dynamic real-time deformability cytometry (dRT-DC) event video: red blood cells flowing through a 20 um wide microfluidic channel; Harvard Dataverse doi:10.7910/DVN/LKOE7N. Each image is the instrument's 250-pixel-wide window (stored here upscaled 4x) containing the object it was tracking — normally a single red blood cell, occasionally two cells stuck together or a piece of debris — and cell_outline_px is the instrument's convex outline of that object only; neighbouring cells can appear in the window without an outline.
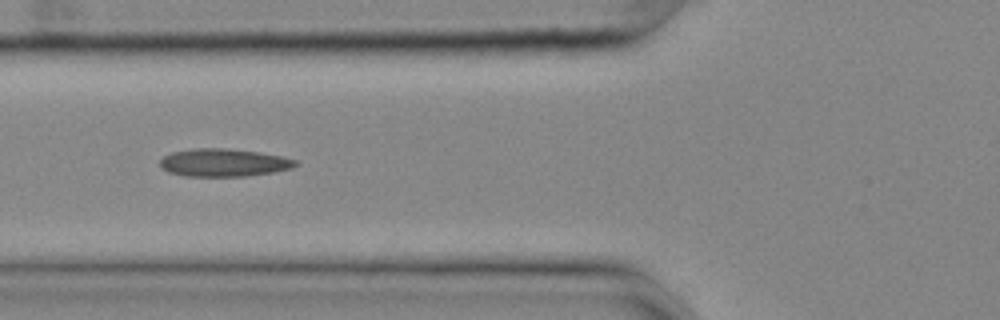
{"species": "common noctule bat (a hibernating species)", "species_latin": "Nyctalus noctula", "temperature_condition": "cold", "stored_images_in_passage": 12, "camera_frame_rate_fps": 3000, "um_per_image_px": 0.085, "animal": {"sex": "female", "body_mass_g": 25.1}, "frame": {"image": 1, "passage_image": 6, "time_ms": 1.667, "image_size_px": [1000, 320], "cell_outline_px": [[300, 164], [292, 168], [272, 172], [244, 176], [184, 176], [168, 172], [160, 168], [160, 160], [164, 156], [172, 152], [196, 148], [224, 148], [260, 152], [280, 156], [296, 160]], "centroid_in_image_um": [19.0, 13.82], "position_along_channel_um": 106.8, "area_um2": 21.96}}
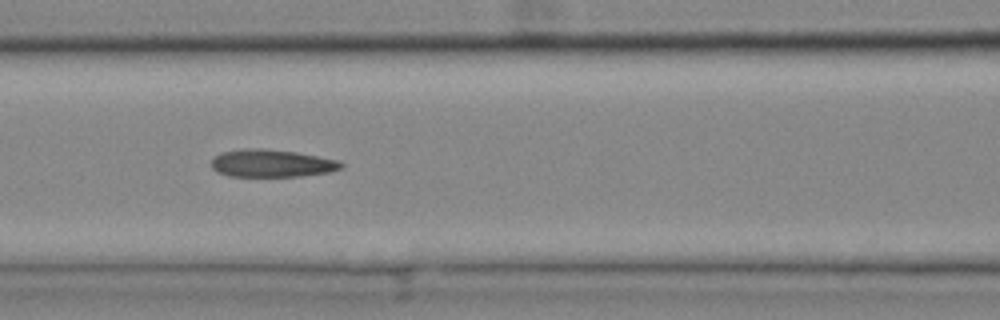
{"frame": {"image": 2, "passage_image": 9, "time_ms": 2.667, "image_size_px": [1000, 320], "cell_outline_px": [[344, 164], [340, 168], [328, 172], [300, 176], [228, 176], [212, 168], [212, 160], [220, 152], [244, 148], [264, 148], [296, 152], [336, 160]], "centroid_in_image_um": [23.06, 13.87], "position_along_channel_um": 143.5, "area_um2": 20.63}}